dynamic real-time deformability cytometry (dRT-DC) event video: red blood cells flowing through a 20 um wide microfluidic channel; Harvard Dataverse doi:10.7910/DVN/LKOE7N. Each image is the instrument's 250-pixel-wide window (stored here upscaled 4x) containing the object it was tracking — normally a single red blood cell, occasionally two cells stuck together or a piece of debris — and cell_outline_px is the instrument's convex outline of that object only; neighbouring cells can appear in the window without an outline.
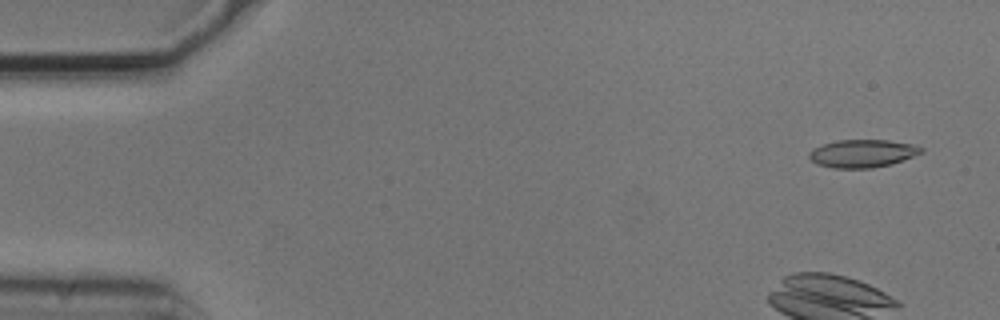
{"species": "common noctule bat (a hibernating species)", "species_latin": "Nyctalus noctula", "temperature_condition": "cold", "stored_images_in_passage": 5, "camera_frame_rate_fps": 3000, "um_per_image_px": 0.085, "animal": {"sex": "male", "body_mass_g": 20.5, "forearm_length_mm": 52.5}, "frame": {"image": 1, "passage_image": 1, "time_ms": 0.0, "image_size_px": [1000, 320], "cell_outline_px": [[924, 152], [892, 164], [872, 168], [832, 168], [816, 164], [808, 156], [808, 152], [812, 148], [836, 140], [888, 140], [912, 144], [924, 148]], "centroid_in_image_um": [73.3, 13.04], "position_along_channel_um": 11.7, "area_um2": 18.32}}